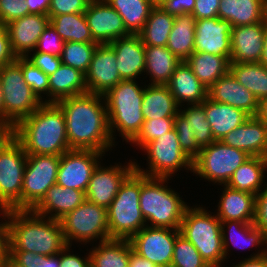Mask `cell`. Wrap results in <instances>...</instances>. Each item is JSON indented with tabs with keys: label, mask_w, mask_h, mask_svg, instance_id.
<instances>
[{
	"label": "cell",
	"mask_w": 267,
	"mask_h": 267,
	"mask_svg": "<svg viewBox=\"0 0 267 267\" xmlns=\"http://www.w3.org/2000/svg\"><path fill=\"white\" fill-rule=\"evenodd\" d=\"M208 98L215 102L229 104L246 112L249 116H256L258 112L259 100L230 72L220 77L208 88Z\"/></svg>",
	"instance_id": "cell-24"
},
{
	"label": "cell",
	"mask_w": 267,
	"mask_h": 267,
	"mask_svg": "<svg viewBox=\"0 0 267 267\" xmlns=\"http://www.w3.org/2000/svg\"><path fill=\"white\" fill-rule=\"evenodd\" d=\"M27 154L13 138L0 151V207L21 210Z\"/></svg>",
	"instance_id": "cell-12"
},
{
	"label": "cell",
	"mask_w": 267,
	"mask_h": 267,
	"mask_svg": "<svg viewBox=\"0 0 267 267\" xmlns=\"http://www.w3.org/2000/svg\"><path fill=\"white\" fill-rule=\"evenodd\" d=\"M91 0H51L48 16L84 13Z\"/></svg>",
	"instance_id": "cell-49"
},
{
	"label": "cell",
	"mask_w": 267,
	"mask_h": 267,
	"mask_svg": "<svg viewBox=\"0 0 267 267\" xmlns=\"http://www.w3.org/2000/svg\"><path fill=\"white\" fill-rule=\"evenodd\" d=\"M28 14L25 0H0V20L4 25Z\"/></svg>",
	"instance_id": "cell-50"
},
{
	"label": "cell",
	"mask_w": 267,
	"mask_h": 267,
	"mask_svg": "<svg viewBox=\"0 0 267 267\" xmlns=\"http://www.w3.org/2000/svg\"><path fill=\"white\" fill-rule=\"evenodd\" d=\"M49 24L50 18L45 14H28L7 23L5 29L16 57L31 55L30 52L35 50L38 39Z\"/></svg>",
	"instance_id": "cell-21"
},
{
	"label": "cell",
	"mask_w": 267,
	"mask_h": 267,
	"mask_svg": "<svg viewBox=\"0 0 267 267\" xmlns=\"http://www.w3.org/2000/svg\"><path fill=\"white\" fill-rule=\"evenodd\" d=\"M177 105L202 103L208 97V88L194 75L185 61L175 69L170 81L166 84Z\"/></svg>",
	"instance_id": "cell-28"
},
{
	"label": "cell",
	"mask_w": 267,
	"mask_h": 267,
	"mask_svg": "<svg viewBox=\"0 0 267 267\" xmlns=\"http://www.w3.org/2000/svg\"><path fill=\"white\" fill-rule=\"evenodd\" d=\"M169 178L148 177L140 174L141 213L147 226L179 229L188 205L179 193L163 185ZM148 221V223H147Z\"/></svg>",
	"instance_id": "cell-4"
},
{
	"label": "cell",
	"mask_w": 267,
	"mask_h": 267,
	"mask_svg": "<svg viewBox=\"0 0 267 267\" xmlns=\"http://www.w3.org/2000/svg\"><path fill=\"white\" fill-rule=\"evenodd\" d=\"M175 16L167 14L159 6H154L143 29L138 33L145 46H167Z\"/></svg>",
	"instance_id": "cell-39"
},
{
	"label": "cell",
	"mask_w": 267,
	"mask_h": 267,
	"mask_svg": "<svg viewBox=\"0 0 267 267\" xmlns=\"http://www.w3.org/2000/svg\"><path fill=\"white\" fill-rule=\"evenodd\" d=\"M16 55L12 52L9 36L5 27L0 31V67L16 60Z\"/></svg>",
	"instance_id": "cell-56"
},
{
	"label": "cell",
	"mask_w": 267,
	"mask_h": 267,
	"mask_svg": "<svg viewBox=\"0 0 267 267\" xmlns=\"http://www.w3.org/2000/svg\"><path fill=\"white\" fill-rule=\"evenodd\" d=\"M97 46L98 43L65 42L60 56L61 62L76 68L85 75Z\"/></svg>",
	"instance_id": "cell-43"
},
{
	"label": "cell",
	"mask_w": 267,
	"mask_h": 267,
	"mask_svg": "<svg viewBox=\"0 0 267 267\" xmlns=\"http://www.w3.org/2000/svg\"><path fill=\"white\" fill-rule=\"evenodd\" d=\"M180 234L190 241L210 267H222L225 261L221 221L203 207L185 209L179 228Z\"/></svg>",
	"instance_id": "cell-6"
},
{
	"label": "cell",
	"mask_w": 267,
	"mask_h": 267,
	"mask_svg": "<svg viewBox=\"0 0 267 267\" xmlns=\"http://www.w3.org/2000/svg\"><path fill=\"white\" fill-rule=\"evenodd\" d=\"M28 5L29 14L48 15L51 0H25Z\"/></svg>",
	"instance_id": "cell-59"
},
{
	"label": "cell",
	"mask_w": 267,
	"mask_h": 267,
	"mask_svg": "<svg viewBox=\"0 0 267 267\" xmlns=\"http://www.w3.org/2000/svg\"><path fill=\"white\" fill-rule=\"evenodd\" d=\"M226 227L229 231V237L226 234ZM221 234L225 259H227V256L229 254L228 251H230V245H233L238 249H245L246 247L248 248L251 246L259 247V245V248H261L264 245H267V236L260 229L256 228L253 222L245 223L235 220L222 221Z\"/></svg>",
	"instance_id": "cell-31"
},
{
	"label": "cell",
	"mask_w": 267,
	"mask_h": 267,
	"mask_svg": "<svg viewBox=\"0 0 267 267\" xmlns=\"http://www.w3.org/2000/svg\"><path fill=\"white\" fill-rule=\"evenodd\" d=\"M266 170V157L251 156L234 171L226 185L238 191L257 195L263 187Z\"/></svg>",
	"instance_id": "cell-34"
},
{
	"label": "cell",
	"mask_w": 267,
	"mask_h": 267,
	"mask_svg": "<svg viewBox=\"0 0 267 267\" xmlns=\"http://www.w3.org/2000/svg\"><path fill=\"white\" fill-rule=\"evenodd\" d=\"M103 154L105 153L81 149H71L65 152L60 156L56 184L85 193L91 175L100 163Z\"/></svg>",
	"instance_id": "cell-15"
},
{
	"label": "cell",
	"mask_w": 267,
	"mask_h": 267,
	"mask_svg": "<svg viewBox=\"0 0 267 267\" xmlns=\"http://www.w3.org/2000/svg\"><path fill=\"white\" fill-rule=\"evenodd\" d=\"M135 170V162H128L123 167H103L100 164L94 169L88 188L85 192L87 201L108 208L115 198L121 184Z\"/></svg>",
	"instance_id": "cell-17"
},
{
	"label": "cell",
	"mask_w": 267,
	"mask_h": 267,
	"mask_svg": "<svg viewBox=\"0 0 267 267\" xmlns=\"http://www.w3.org/2000/svg\"><path fill=\"white\" fill-rule=\"evenodd\" d=\"M233 267H267V248L254 255L251 254L249 258H245Z\"/></svg>",
	"instance_id": "cell-58"
},
{
	"label": "cell",
	"mask_w": 267,
	"mask_h": 267,
	"mask_svg": "<svg viewBox=\"0 0 267 267\" xmlns=\"http://www.w3.org/2000/svg\"><path fill=\"white\" fill-rule=\"evenodd\" d=\"M116 54L122 80H135L145 71V45L138 34L118 38L108 44Z\"/></svg>",
	"instance_id": "cell-25"
},
{
	"label": "cell",
	"mask_w": 267,
	"mask_h": 267,
	"mask_svg": "<svg viewBox=\"0 0 267 267\" xmlns=\"http://www.w3.org/2000/svg\"><path fill=\"white\" fill-rule=\"evenodd\" d=\"M85 199L83 191L54 184L46 191L42 200L32 211L38 215L59 221L81 205Z\"/></svg>",
	"instance_id": "cell-26"
},
{
	"label": "cell",
	"mask_w": 267,
	"mask_h": 267,
	"mask_svg": "<svg viewBox=\"0 0 267 267\" xmlns=\"http://www.w3.org/2000/svg\"><path fill=\"white\" fill-rule=\"evenodd\" d=\"M172 267H210L193 244L181 234L176 238Z\"/></svg>",
	"instance_id": "cell-44"
},
{
	"label": "cell",
	"mask_w": 267,
	"mask_h": 267,
	"mask_svg": "<svg viewBox=\"0 0 267 267\" xmlns=\"http://www.w3.org/2000/svg\"><path fill=\"white\" fill-rule=\"evenodd\" d=\"M0 120H3V93L0 81Z\"/></svg>",
	"instance_id": "cell-65"
},
{
	"label": "cell",
	"mask_w": 267,
	"mask_h": 267,
	"mask_svg": "<svg viewBox=\"0 0 267 267\" xmlns=\"http://www.w3.org/2000/svg\"><path fill=\"white\" fill-rule=\"evenodd\" d=\"M5 27V25L2 23V21L0 20V31Z\"/></svg>",
	"instance_id": "cell-69"
},
{
	"label": "cell",
	"mask_w": 267,
	"mask_h": 267,
	"mask_svg": "<svg viewBox=\"0 0 267 267\" xmlns=\"http://www.w3.org/2000/svg\"><path fill=\"white\" fill-rule=\"evenodd\" d=\"M144 89L138 86L136 80H122L103 95L113 142L116 129L127 143L141 130L144 122L141 108Z\"/></svg>",
	"instance_id": "cell-5"
},
{
	"label": "cell",
	"mask_w": 267,
	"mask_h": 267,
	"mask_svg": "<svg viewBox=\"0 0 267 267\" xmlns=\"http://www.w3.org/2000/svg\"><path fill=\"white\" fill-rule=\"evenodd\" d=\"M14 138V126L10 122L0 120V151Z\"/></svg>",
	"instance_id": "cell-60"
},
{
	"label": "cell",
	"mask_w": 267,
	"mask_h": 267,
	"mask_svg": "<svg viewBox=\"0 0 267 267\" xmlns=\"http://www.w3.org/2000/svg\"><path fill=\"white\" fill-rule=\"evenodd\" d=\"M121 16L124 27L130 34H138L154 7L151 0H104Z\"/></svg>",
	"instance_id": "cell-40"
},
{
	"label": "cell",
	"mask_w": 267,
	"mask_h": 267,
	"mask_svg": "<svg viewBox=\"0 0 267 267\" xmlns=\"http://www.w3.org/2000/svg\"><path fill=\"white\" fill-rule=\"evenodd\" d=\"M60 156L27 154L21 191V210H32L56 184Z\"/></svg>",
	"instance_id": "cell-13"
},
{
	"label": "cell",
	"mask_w": 267,
	"mask_h": 267,
	"mask_svg": "<svg viewBox=\"0 0 267 267\" xmlns=\"http://www.w3.org/2000/svg\"><path fill=\"white\" fill-rule=\"evenodd\" d=\"M259 63L267 67V23H266V20H265V33H264V38H263V52H262V56H261Z\"/></svg>",
	"instance_id": "cell-63"
},
{
	"label": "cell",
	"mask_w": 267,
	"mask_h": 267,
	"mask_svg": "<svg viewBox=\"0 0 267 267\" xmlns=\"http://www.w3.org/2000/svg\"><path fill=\"white\" fill-rule=\"evenodd\" d=\"M20 67L22 68L25 82L31 87L38 99L45 102L41 94H47L46 96L49 97V76L26 57H20Z\"/></svg>",
	"instance_id": "cell-46"
},
{
	"label": "cell",
	"mask_w": 267,
	"mask_h": 267,
	"mask_svg": "<svg viewBox=\"0 0 267 267\" xmlns=\"http://www.w3.org/2000/svg\"><path fill=\"white\" fill-rule=\"evenodd\" d=\"M216 216L222 221L254 222L256 195L238 191L223 185Z\"/></svg>",
	"instance_id": "cell-27"
},
{
	"label": "cell",
	"mask_w": 267,
	"mask_h": 267,
	"mask_svg": "<svg viewBox=\"0 0 267 267\" xmlns=\"http://www.w3.org/2000/svg\"><path fill=\"white\" fill-rule=\"evenodd\" d=\"M0 267H2V259H0Z\"/></svg>",
	"instance_id": "cell-70"
},
{
	"label": "cell",
	"mask_w": 267,
	"mask_h": 267,
	"mask_svg": "<svg viewBox=\"0 0 267 267\" xmlns=\"http://www.w3.org/2000/svg\"><path fill=\"white\" fill-rule=\"evenodd\" d=\"M179 235V229L145 226L129 241L133 250L140 256L155 265H169L172 262L174 244Z\"/></svg>",
	"instance_id": "cell-16"
},
{
	"label": "cell",
	"mask_w": 267,
	"mask_h": 267,
	"mask_svg": "<svg viewBox=\"0 0 267 267\" xmlns=\"http://www.w3.org/2000/svg\"><path fill=\"white\" fill-rule=\"evenodd\" d=\"M49 18L51 26L64 42L97 43L92 37L84 13L56 15Z\"/></svg>",
	"instance_id": "cell-41"
},
{
	"label": "cell",
	"mask_w": 267,
	"mask_h": 267,
	"mask_svg": "<svg viewBox=\"0 0 267 267\" xmlns=\"http://www.w3.org/2000/svg\"><path fill=\"white\" fill-rule=\"evenodd\" d=\"M64 43L60 35L49 24L38 39L35 51L60 57Z\"/></svg>",
	"instance_id": "cell-48"
},
{
	"label": "cell",
	"mask_w": 267,
	"mask_h": 267,
	"mask_svg": "<svg viewBox=\"0 0 267 267\" xmlns=\"http://www.w3.org/2000/svg\"><path fill=\"white\" fill-rule=\"evenodd\" d=\"M90 254V267H128L130 241L126 239H108L99 242Z\"/></svg>",
	"instance_id": "cell-38"
},
{
	"label": "cell",
	"mask_w": 267,
	"mask_h": 267,
	"mask_svg": "<svg viewBox=\"0 0 267 267\" xmlns=\"http://www.w3.org/2000/svg\"><path fill=\"white\" fill-rule=\"evenodd\" d=\"M155 264L135 252L130 243V258L128 267H153Z\"/></svg>",
	"instance_id": "cell-61"
},
{
	"label": "cell",
	"mask_w": 267,
	"mask_h": 267,
	"mask_svg": "<svg viewBox=\"0 0 267 267\" xmlns=\"http://www.w3.org/2000/svg\"><path fill=\"white\" fill-rule=\"evenodd\" d=\"M93 39L98 44L129 36L121 16L104 0H91L84 12Z\"/></svg>",
	"instance_id": "cell-18"
},
{
	"label": "cell",
	"mask_w": 267,
	"mask_h": 267,
	"mask_svg": "<svg viewBox=\"0 0 267 267\" xmlns=\"http://www.w3.org/2000/svg\"><path fill=\"white\" fill-rule=\"evenodd\" d=\"M153 267H172L171 264L169 265H160V264H156Z\"/></svg>",
	"instance_id": "cell-67"
},
{
	"label": "cell",
	"mask_w": 267,
	"mask_h": 267,
	"mask_svg": "<svg viewBox=\"0 0 267 267\" xmlns=\"http://www.w3.org/2000/svg\"><path fill=\"white\" fill-rule=\"evenodd\" d=\"M26 58L48 76L53 74L62 63L60 57L36 51L33 56H26Z\"/></svg>",
	"instance_id": "cell-51"
},
{
	"label": "cell",
	"mask_w": 267,
	"mask_h": 267,
	"mask_svg": "<svg viewBox=\"0 0 267 267\" xmlns=\"http://www.w3.org/2000/svg\"><path fill=\"white\" fill-rule=\"evenodd\" d=\"M229 72L260 101L267 97V67L258 63H230Z\"/></svg>",
	"instance_id": "cell-42"
},
{
	"label": "cell",
	"mask_w": 267,
	"mask_h": 267,
	"mask_svg": "<svg viewBox=\"0 0 267 267\" xmlns=\"http://www.w3.org/2000/svg\"><path fill=\"white\" fill-rule=\"evenodd\" d=\"M139 198L140 173L134 170L121 184L107 208L110 239L130 240L147 226L141 213Z\"/></svg>",
	"instance_id": "cell-7"
},
{
	"label": "cell",
	"mask_w": 267,
	"mask_h": 267,
	"mask_svg": "<svg viewBox=\"0 0 267 267\" xmlns=\"http://www.w3.org/2000/svg\"><path fill=\"white\" fill-rule=\"evenodd\" d=\"M264 33L265 20L232 27L230 63H258L263 52Z\"/></svg>",
	"instance_id": "cell-23"
},
{
	"label": "cell",
	"mask_w": 267,
	"mask_h": 267,
	"mask_svg": "<svg viewBox=\"0 0 267 267\" xmlns=\"http://www.w3.org/2000/svg\"><path fill=\"white\" fill-rule=\"evenodd\" d=\"M64 239L71 246L72 241L87 242L110 239L108 226V209L85 201L59 220ZM72 240V241H71Z\"/></svg>",
	"instance_id": "cell-9"
},
{
	"label": "cell",
	"mask_w": 267,
	"mask_h": 267,
	"mask_svg": "<svg viewBox=\"0 0 267 267\" xmlns=\"http://www.w3.org/2000/svg\"><path fill=\"white\" fill-rule=\"evenodd\" d=\"M256 195L254 225L267 236V184Z\"/></svg>",
	"instance_id": "cell-52"
},
{
	"label": "cell",
	"mask_w": 267,
	"mask_h": 267,
	"mask_svg": "<svg viewBox=\"0 0 267 267\" xmlns=\"http://www.w3.org/2000/svg\"><path fill=\"white\" fill-rule=\"evenodd\" d=\"M116 64V54L108 44H98L85 74L88 92L104 95L122 81Z\"/></svg>",
	"instance_id": "cell-19"
},
{
	"label": "cell",
	"mask_w": 267,
	"mask_h": 267,
	"mask_svg": "<svg viewBox=\"0 0 267 267\" xmlns=\"http://www.w3.org/2000/svg\"><path fill=\"white\" fill-rule=\"evenodd\" d=\"M71 246L67 245L60 252V267H90V254L86 258L70 253ZM69 252V253H68Z\"/></svg>",
	"instance_id": "cell-55"
},
{
	"label": "cell",
	"mask_w": 267,
	"mask_h": 267,
	"mask_svg": "<svg viewBox=\"0 0 267 267\" xmlns=\"http://www.w3.org/2000/svg\"><path fill=\"white\" fill-rule=\"evenodd\" d=\"M0 81L3 93V121L15 126L43 103L25 82L20 57L0 67Z\"/></svg>",
	"instance_id": "cell-8"
},
{
	"label": "cell",
	"mask_w": 267,
	"mask_h": 267,
	"mask_svg": "<svg viewBox=\"0 0 267 267\" xmlns=\"http://www.w3.org/2000/svg\"><path fill=\"white\" fill-rule=\"evenodd\" d=\"M231 32V23L219 17L196 20L194 52H206L230 59Z\"/></svg>",
	"instance_id": "cell-20"
},
{
	"label": "cell",
	"mask_w": 267,
	"mask_h": 267,
	"mask_svg": "<svg viewBox=\"0 0 267 267\" xmlns=\"http://www.w3.org/2000/svg\"><path fill=\"white\" fill-rule=\"evenodd\" d=\"M0 214H3L5 222H0V259H3L9 254V209L0 207Z\"/></svg>",
	"instance_id": "cell-57"
},
{
	"label": "cell",
	"mask_w": 267,
	"mask_h": 267,
	"mask_svg": "<svg viewBox=\"0 0 267 267\" xmlns=\"http://www.w3.org/2000/svg\"><path fill=\"white\" fill-rule=\"evenodd\" d=\"M185 62L207 88L229 72L230 59L206 52H194Z\"/></svg>",
	"instance_id": "cell-36"
},
{
	"label": "cell",
	"mask_w": 267,
	"mask_h": 267,
	"mask_svg": "<svg viewBox=\"0 0 267 267\" xmlns=\"http://www.w3.org/2000/svg\"><path fill=\"white\" fill-rule=\"evenodd\" d=\"M2 267H24L16 262L9 254L2 259Z\"/></svg>",
	"instance_id": "cell-64"
},
{
	"label": "cell",
	"mask_w": 267,
	"mask_h": 267,
	"mask_svg": "<svg viewBox=\"0 0 267 267\" xmlns=\"http://www.w3.org/2000/svg\"><path fill=\"white\" fill-rule=\"evenodd\" d=\"M251 156L246 152L225 145L221 140L201 148L193 160L192 172L201 178L226 185L234 171Z\"/></svg>",
	"instance_id": "cell-11"
},
{
	"label": "cell",
	"mask_w": 267,
	"mask_h": 267,
	"mask_svg": "<svg viewBox=\"0 0 267 267\" xmlns=\"http://www.w3.org/2000/svg\"><path fill=\"white\" fill-rule=\"evenodd\" d=\"M219 5L220 0H195L191 14L196 20L218 17Z\"/></svg>",
	"instance_id": "cell-53"
},
{
	"label": "cell",
	"mask_w": 267,
	"mask_h": 267,
	"mask_svg": "<svg viewBox=\"0 0 267 267\" xmlns=\"http://www.w3.org/2000/svg\"><path fill=\"white\" fill-rule=\"evenodd\" d=\"M202 103L206 112V119L210 123L216 141H220L226 134L243 124L250 117L238 108L215 102L208 97Z\"/></svg>",
	"instance_id": "cell-29"
},
{
	"label": "cell",
	"mask_w": 267,
	"mask_h": 267,
	"mask_svg": "<svg viewBox=\"0 0 267 267\" xmlns=\"http://www.w3.org/2000/svg\"><path fill=\"white\" fill-rule=\"evenodd\" d=\"M142 150L148 157V169L143 170L135 162V171L148 177L170 178L181 168L192 172L193 161L183 152L175 129L147 143Z\"/></svg>",
	"instance_id": "cell-10"
},
{
	"label": "cell",
	"mask_w": 267,
	"mask_h": 267,
	"mask_svg": "<svg viewBox=\"0 0 267 267\" xmlns=\"http://www.w3.org/2000/svg\"><path fill=\"white\" fill-rule=\"evenodd\" d=\"M195 24L191 13L175 16L166 47L181 61L194 53Z\"/></svg>",
	"instance_id": "cell-37"
},
{
	"label": "cell",
	"mask_w": 267,
	"mask_h": 267,
	"mask_svg": "<svg viewBox=\"0 0 267 267\" xmlns=\"http://www.w3.org/2000/svg\"><path fill=\"white\" fill-rule=\"evenodd\" d=\"M47 218V219H46ZM9 251H31L48 256L66 246L61 223L32 210L9 209Z\"/></svg>",
	"instance_id": "cell-3"
},
{
	"label": "cell",
	"mask_w": 267,
	"mask_h": 267,
	"mask_svg": "<svg viewBox=\"0 0 267 267\" xmlns=\"http://www.w3.org/2000/svg\"><path fill=\"white\" fill-rule=\"evenodd\" d=\"M256 116L267 124V97L259 101L258 112Z\"/></svg>",
	"instance_id": "cell-62"
},
{
	"label": "cell",
	"mask_w": 267,
	"mask_h": 267,
	"mask_svg": "<svg viewBox=\"0 0 267 267\" xmlns=\"http://www.w3.org/2000/svg\"><path fill=\"white\" fill-rule=\"evenodd\" d=\"M187 105L188 108L184 110L180 108L176 114L174 129L183 152L193 161L199 155L201 148L216 140L206 119L203 103Z\"/></svg>",
	"instance_id": "cell-14"
},
{
	"label": "cell",
	"mask_w": 267,
	"mask_h": 267,
	"mask_svg": "<svg viewBox=\"0 0 267 267\" xmlns=\"http://www.w3.org/2000/svg\"><path fill=\"white\" fill-rule=\"evenodd\" d=\"M221 141L250 156L267 158V124L257 116H250L243 124L226 134Z\"/></svg>",
	"instance_id": "cell-22"
},
{
	"label": "cell",
	"mask_w": 267,
	"mask_h": 267,
	"mask_svg": "<svg viewBox=\"0 0 267 267\" xmlns=\"http://www.w3.org/2000/svg\"><path fill=\"white\" fill-rule=\"evenodd\" d=\"M166 0H151L153 6H159Z\"/></svg>",
	"instance_id": "cell-66"
},
{
	"label": "cell",
	"mask_w": 267,
	"mask_h": 267,
	"mask_svg": "<svg viewBox=\"0 0 267 267\" xmlns=\"http://www.w3.org/2000/svg\"><path fill=\"white\" fill-rule=\"evenodd\" d=\"M265 20H266V23H267V0H266V9H265Z\"/></svg>",
	"instance_id": "cell-68"
},
{
	"label": "cell",
	"mask_w": 267,
	"mask_h": 267,
	"mask_svg": "<svg viewBox=\"0 0 267 267\" xmlns=\"http://www.w3.org/2000/svg\"><path fill=\"white\" fill-rule=\"evenodd\" d=\"M159 7L169 15L178 16L192 13L195 0H166Z\"/></svg>",
	"instance_id": "cell-54"
},
{
	"label": "cell",
	"mask_w": 267,
	"mask_h": 267,
	"mask_svg": "<svg viewBox=\"0 0 267 267\" xmlns=\"http://www.w3.org/2000/svg\"><path fill=\"white\" fill-rule=\"evenodd\" d=\"M56 103L65 116L70 149L95 150L102 153L112 150L115 145L109 129L103 95L86 92L66 97Z\"/></svg>",
	"instance_id": "cell-1"
},
{
	"label": "cell",
	"mask_w": 267,
	"mask_h": 267,
	"mask_svg": "<svg viewBox=\"0 0 267 267\" xmlns=\"http://www.w3.org/2000/svg\"><path fill=\"white\" fill-rule=\"evenodd\" d=\"M181 62L166 46H145L144 72L150 75L151 85H166Z\"/></svg>",
	"instance_id": "cell-33"
},
{
	"label": "cell",
	"mask_w": 267,
	"mask_h": 267,
	"mask_svg": "<svg viewBox=\"0 0 267 267\" xmlns=\"http://www.w3.org/2000/svg\"><path fill=\"white\" fill-rule=\"evenodd\" d=\"M266 0H220L218 17L234 26L253 25L265 20Z\"/></svg>",
	"instance_id": "cell-30"
},
{
	"label": "cell",
	"mask_w": 267,
	"mask_h": 267,
	"mask_svg": "<svg viewBox=\"0 0 267 267\" xmlns=\"http://www.w3.org/2000/svg\"><path fill=\"white\" fill-rule=\"evenodd\" d=\"M49 97L45 102H58L66 97L88 92L85 84V75L61 63L59 68L49 75Z\"/></svg>",
	"instance_id": "cell-32"
},
{
	"label": "cell",
	"mask_w": 267,
	"mask_h": 267,
	"mask_svg": "<svg viewBox=\"0 0 267 267\" xmlns=\"http://www.w3.org/2000/svg\"><path fill=\"white\" fill-rule=\"evenodd\" d=\"M9 255L24 267H60V253L43 256L31 251H9Z\"/></svg>",
	"instance_id": "cell-47"
},
{
	"label": "cell",
	"mask_w": 267,
	"mask_h": 267,
	"mask_svg": "<svg viewBox=\"0 0 267 267\" xmlns=\"http://www.w3.org/2000/svg\"><path fill=\"white\" fill-rule=\"evenodd\" d=\"M14 138L26 154L61 156L71 150L65 116L56 102H43L14 126Z\"/></svg>",
	"instance_id": "cell-2"
},
{
	"label": "cell",
	"mask_w": 267,
	"mask_h": 267,
	"mask_svg": "<svg viewBox=\"0 0 267 267\" xmlns=\"http://www.w3.org/2000/svg\"><path fill=\"white\" fill-rule=\"evenodd\" d=\"M175 117L155 118L144 120L141 130L130 142L142 149L147 143L174 129Z\"/></svg>",
	"instance_id": "cell-45"
},
{
	"label": "cell",
	"mask_w": 267,
	"mask_h": 267,
	"mask_svg": "<svg viewBox=\"0 0 267 267\" xmlns=\"http://www.w3.org/2000/svg\"><path fill=\"white\" fill-rule=\"evenodd\" d=\"M141 106L144 120L176 117L180 108L168 86L161 84L145 86Z\"/></svg>",
	"instance_id": "cell-35"
}]
</instances>
